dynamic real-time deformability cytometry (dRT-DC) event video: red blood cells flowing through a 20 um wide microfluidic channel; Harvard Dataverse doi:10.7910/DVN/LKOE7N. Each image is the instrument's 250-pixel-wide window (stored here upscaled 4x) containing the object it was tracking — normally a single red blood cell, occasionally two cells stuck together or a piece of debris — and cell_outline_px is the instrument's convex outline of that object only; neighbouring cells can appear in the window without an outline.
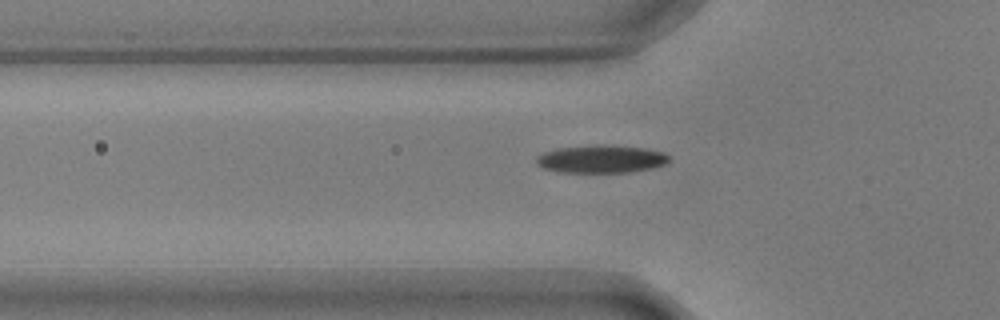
{"species": "common noctule bat (a hibernating species)", "species_latin": "Nyctalus noctula", "temperature_condition": "warm", "stored_images_in_passage": 39, "camera_frame_rate_fps": 3000, "um_per_image_px": 0.085, "animal": {"sex": "male", "body_mass_g": 17.9, "forearm_length_mm": 54.2}, "frame": {"image": 1, "passage_image": 2, "time_ms": 0.333, "image_size_px": [1000, 320], "cell_outline_px": [[668, 160], [664, 164], [652, 168], [628, 172], [560, 172], [544, 168], [536, 164], [536, 156], [544, 152], [556, 148], [592, 144], [604, 144], [644, 148], [664, 152], [668, 156]], "centroid_in_image_um": [51.06, 13.5], "position_along_channel_um": 74.7, "area_um2": 21.62}}
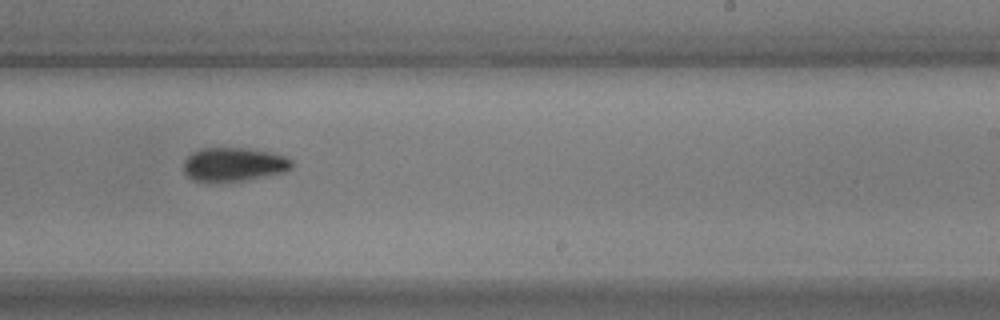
{"frame": {"image": 2, "passage_image": 18, "time_ms": 5.667, "image_size_px": [1000, 320], "cell_outline_px": [[292, 168], [284, 172], [244, 180], [208, 184], [196, 180], [188, 176], [184, 172], [184, 160], [192, 152], [200, 148], [240, 148], [268, 152], [284, 156], [292, 160]], "centroid_in_image_um": [19.82, 14.0], "position_along_channel_um": 269.2, "area_um2": 21.39}}
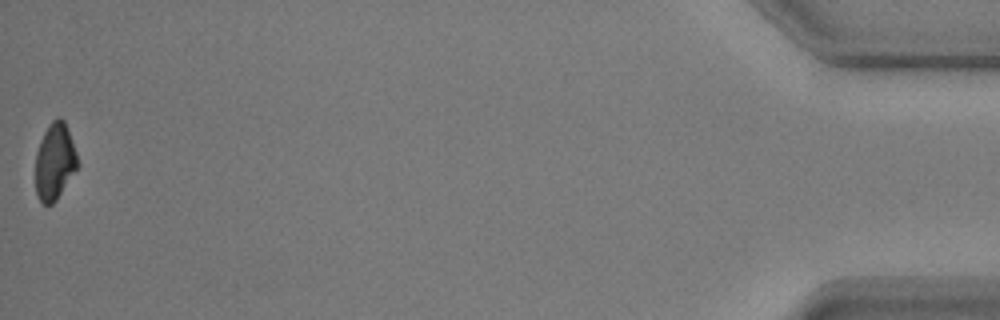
{"frame": {"image": 3, "passage_image": 39, "time_ms": 12.667, "image_size_px": [1000, 320], "cell_outline_px": [[80, 164], [56, 200], [52, 204], [44, 204], [36, 196], [36, 152], [40, 140], [48, 124], [56, 116], [60, 116], [64, 120], [68, 128]], "centroid_in_image_um": [4.66, 13.69], "position_along_channel_um": 430.5, "area_um2": 18.96}, "authors_computed_cell_mechanics": {"area_um2": 20.9236, "velocity_mm_per_s": 3.6342, "shape_relaxation_time_tau1_ms": 3.7406, "shape_relaxation_time_tau2_ms": null, "deformation_change_tau1": 0.164, "deformation_change_tau2": null}}